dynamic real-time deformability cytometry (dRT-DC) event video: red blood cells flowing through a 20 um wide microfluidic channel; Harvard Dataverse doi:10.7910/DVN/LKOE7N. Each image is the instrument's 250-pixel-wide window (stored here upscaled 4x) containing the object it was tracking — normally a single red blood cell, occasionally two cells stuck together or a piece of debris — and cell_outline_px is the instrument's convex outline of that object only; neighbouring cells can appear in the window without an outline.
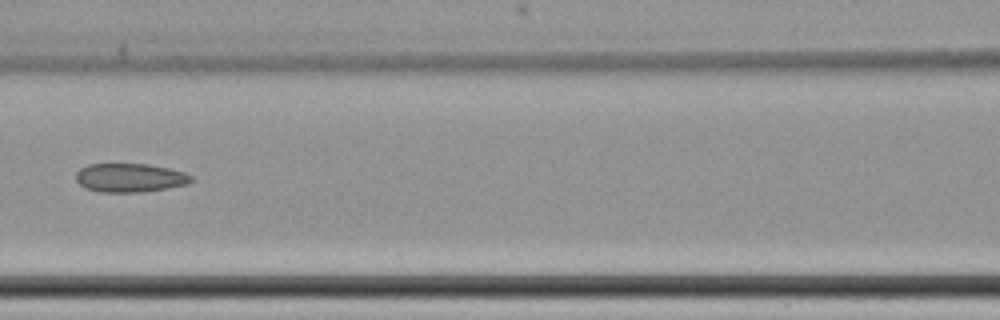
{"species": "common noctule bat (a hibernating species)", "species_latin": "Nyctalus noctula", "temperature_condition": "cold", "stored_images_in_passage": 9, "camera_frame_rate_fps": 3000, "um_per_image_px": 0.085, "animal": {"sex": "female", "body_mass_g": 22.7, "forearm_length_mm": 54.2}, "frame": {"image": 1, "passage_image": 6, "time_ms": 6.0, "image_size_px": [1000, 320], "cell_outline_px": [[192, 180], [188, 184], [168, 188], [140, 192], [100, 192], [84, 188], [76, 180], [76, 172], [80, 168], [88, 164], [148, 164], [168, 168], [184, 172], [192, 176]], "centroid_in_image_um": [11.03, 15.11], "position_along_channel_um": 155.6, "area_um2": 19.36}}
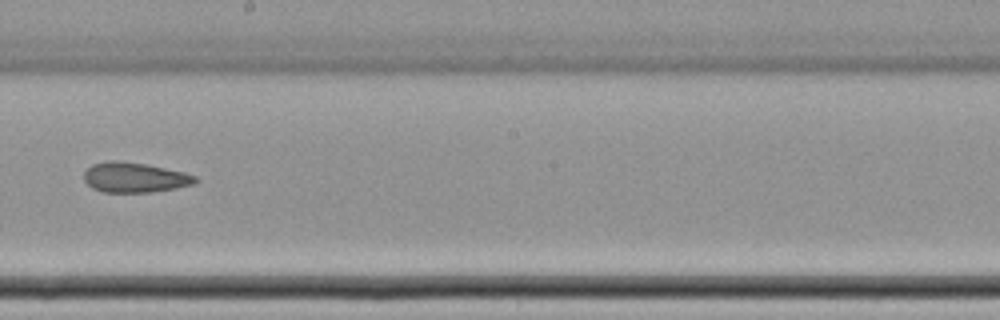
{"frame": {"image": 2, "passage_image": 8, "time_ms": 8.333, "image_size_px": [1000, 320], "cell_outline_px": [[200, 180], [196, 184], [176, 188], [152, 192], [104, 192], [92, 188], [84, 180], [84, 172], [92, 164], [108, 160], [116, 160], [148, 164], [184, 172], [196, 176]], "centroid_in_image_um": [11.48, 15.08], "position_along_channel_um": 236.7, "area_um2": 19.71}}
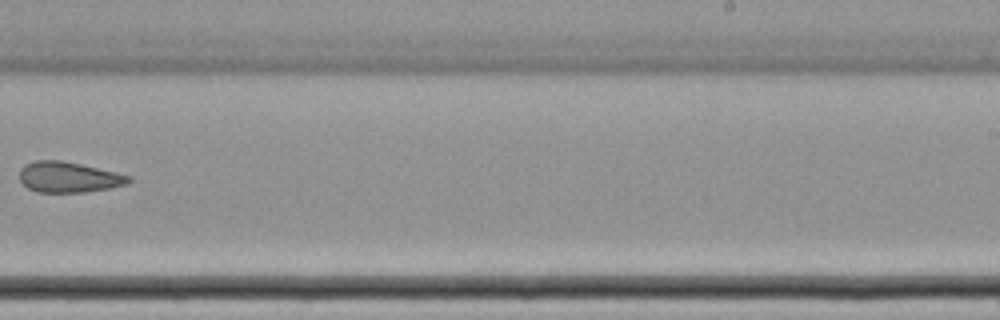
{"frame": {"image": 3, "passage_image": 9, "time_ms": 9.667, "image_size_px": [1000, 320], "cell_outline_px": [[132, 180], [128, 184], [108, 188], [84, 192], [36, 192], [28, 188], [20, 180], [20, 168], [24, 164], [36, 160], [60, 160], [80, 164], [116, 172], [132, 176]], "centroid_in_image_um": [5.83, 15.05], "position_along_channel_um": 283.2, "area_um2": 19.48}}